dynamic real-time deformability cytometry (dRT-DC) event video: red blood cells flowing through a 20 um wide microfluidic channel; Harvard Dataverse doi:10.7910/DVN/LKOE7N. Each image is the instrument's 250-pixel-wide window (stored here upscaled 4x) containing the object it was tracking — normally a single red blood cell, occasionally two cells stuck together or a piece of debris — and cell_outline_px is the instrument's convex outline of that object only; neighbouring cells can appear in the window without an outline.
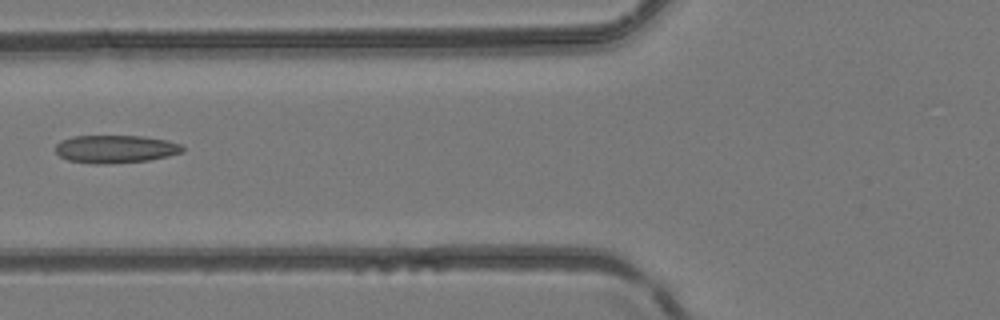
{"species": "common noctule bat (a hibernating species)", "species_latin": "Nyctalus noctula", "temperature_condition": "room temperature", "stored_images_in_passage": 4, "camera_frame_rate_fps": 3000, "um_per_image_px": 0.085, "animal": {"sex": "female", "body_mass_g": 24.6, "forearm_length_mm": 56.2}, "frame": {"image": 1, "passage_image": 4, "time_ms": 1.0, "image_size_px": [1000, 320], "cell_outline_px": [[184, 152], [168, 156], [148, 160], [104, 164], [96, 164], [68, 160], [60, 156], [56, 152], [56, 144], [60, 140], [72, 136], [140, 136], [164, 140], [180, 144], [184, 148]], "centroid_in_image_um": [9.79, 12.66], "position_along_channel_um": 116.0, "area_um2": 20.52}}